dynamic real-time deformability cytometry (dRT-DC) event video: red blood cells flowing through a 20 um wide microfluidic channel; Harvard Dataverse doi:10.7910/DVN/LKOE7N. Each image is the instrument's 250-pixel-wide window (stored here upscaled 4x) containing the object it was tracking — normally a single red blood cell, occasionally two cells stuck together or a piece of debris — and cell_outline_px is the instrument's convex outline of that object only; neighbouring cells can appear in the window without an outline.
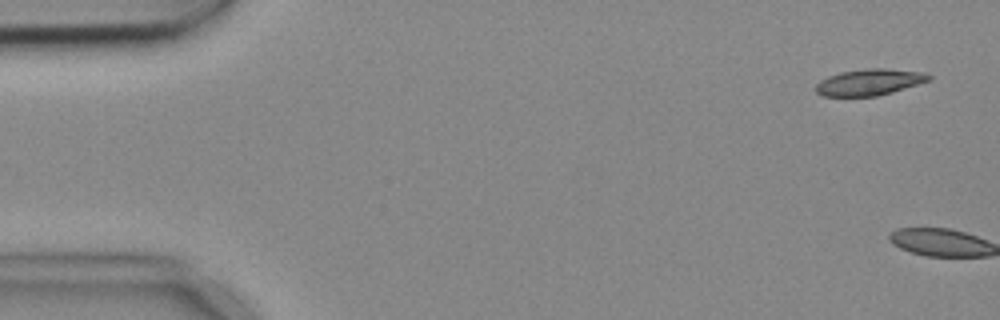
{"species": "common noctule bat (a hibernating species)", "species_latin": "Nyctalus noctula", "temperature_condition": "cold", "stored_images_in_passage": 5, "camera_frame_rate_fps": 3000, "um_per_image_px": 0.085, "animal": {"sex": "female", "body_mass_g": 18.4}, "frame": {"image": 1, "passage_image": 1, "time_ms": 0.0, "image_size_px": [1000, 320], "cell_outline_px": [[932, 80], [892, 92], [876, 96], [820, 96], [816, 92], [816, 84], [820, 80], [828, 76], [840, 72], [868, 68], [884, 68], [924, 72], [932, 76]], "centroid_in_image_um": [73.91, 6.98], "position_along_channel_um": 11.1, "area_um2": 17.46}}